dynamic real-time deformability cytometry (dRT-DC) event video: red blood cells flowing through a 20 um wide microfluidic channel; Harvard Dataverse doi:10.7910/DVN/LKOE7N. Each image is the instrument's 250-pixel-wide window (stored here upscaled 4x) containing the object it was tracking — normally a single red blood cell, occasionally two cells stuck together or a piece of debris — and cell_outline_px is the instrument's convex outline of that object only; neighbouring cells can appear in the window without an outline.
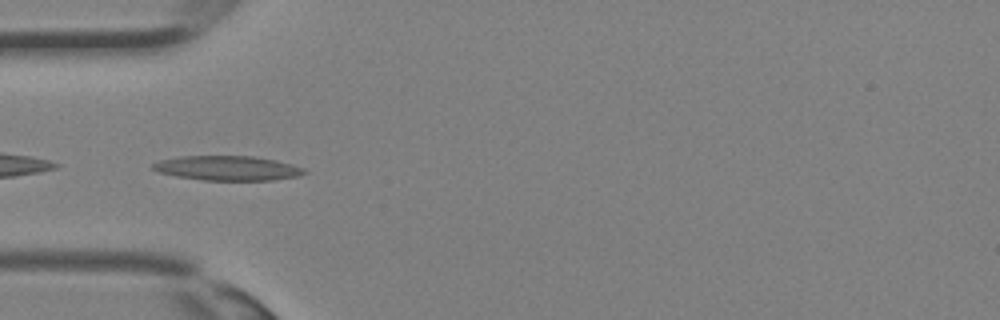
{"species": "Egyptian fruit bat (a non-hibernating species)", "species_latin": "Rousettus aegyptiacus", "temperature_condition": "room temperature", "stored_images_in_passage": 34, "camera_frame_rate_fps": 3000, "um_per_image_px": 0.085, "animal": {"sex": "female"}, "frame": {"image": 1, "passage_image": 10, "time_ms": 3.0, "image_size_px": [1000, 320], "cell_outline_px": [[308, 172], [300, 176], [272, 180], [204, 180], [176, 176], [160, 172], [152, 168], [152, 164], [160, 160], [180, 156], [256, 156], [276, 160], [292, 164], [304, 168]], "centroid_in_image_um": [19.39, 14.29], "position_along_channel_um": 65.6, "area_um2": 21.73}}
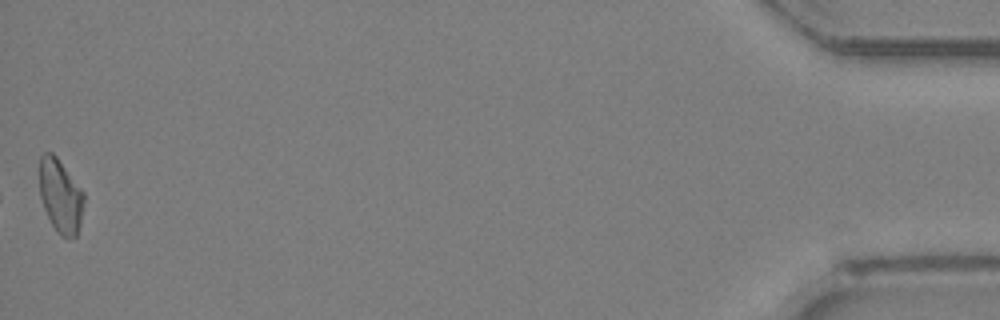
{"frame": {"image": 2, "passage_image": 34, "time_ms": 11.0, "image_size_px": [1000, 320], "cell_outline_px": [[84, 200], [80, 224], [76, 236], [64, 236], [52, 224], [44, 208], [40, 196], [40, 156], [44, 152], [52, 152], [56, 156], [84, 192]], "centroid_in_image_um": [5.14, 16.6], "position_along_channel_um": 430.1, "area_um2": 18.61}}